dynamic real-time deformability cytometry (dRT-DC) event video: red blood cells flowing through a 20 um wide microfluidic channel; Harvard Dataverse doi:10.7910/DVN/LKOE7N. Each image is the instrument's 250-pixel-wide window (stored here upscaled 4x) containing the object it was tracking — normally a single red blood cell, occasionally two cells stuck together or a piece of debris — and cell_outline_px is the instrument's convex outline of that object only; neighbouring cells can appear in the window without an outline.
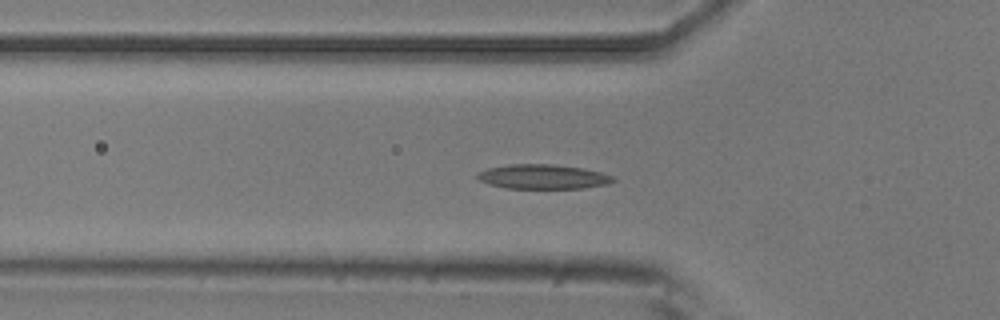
{"species": "common noctule bat (a hibernating species)", "species_latin": "Nyctalus noctula", "temperature_condition": "room temperature", "stored_images_in_passage": 4, "camera_frame_rate_fps": 3000, "um_per_image_px": 0.085, "animal": {"sex": "male", "body_mass_g": 20.5, "forearm_length_mm": 52.5}, "frame": {"image": 1, "passage_image": 4, "time_ms": 3.333, "image_size_px": [1000, 320], "cell_outline_px": [[616, 180], [608, 184], [584, 188], [508, 188], [492, 184], [480, 180], [476, 176], [476, 172], [488, 168], [512, 164], [552, 164], [580, 168], [600, 172], [616, 176]], "centroid_in_image_um": [46.19, 15.02], "position_along_channel_um": 79.6, "area_um2": 19.25}}